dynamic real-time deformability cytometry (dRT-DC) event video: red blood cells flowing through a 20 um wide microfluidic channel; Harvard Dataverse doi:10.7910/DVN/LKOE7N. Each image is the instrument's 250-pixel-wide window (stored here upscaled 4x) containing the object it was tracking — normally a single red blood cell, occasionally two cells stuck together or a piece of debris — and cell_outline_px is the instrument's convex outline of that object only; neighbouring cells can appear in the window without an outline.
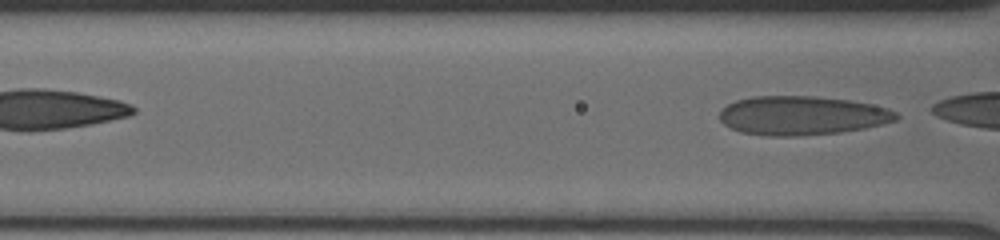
{"species": "human", "species_latin": "Homo sapiens", "temperature_condition": "cold", "stored_images_in_passage": 4, "segment_of_instrument_passage": [2, 2], "camera_frame_rate_fps": 3000, "um_per_image_px": 0.085, "donor": {"sex": "male"}, "frame": {"image": 1, "passage_image": 4, "time_ms": 2.667, "image_size_px": [1000, 240], "cell_outline_px": [[900, 116], [896, 120], [864, 128], [840, 132], [796, 136], [768, 136], [740, 132], [724, 124], [720, 120], [720, 112], [728, 104], [736, 100], [752, 96], [816, 96], [848, 100], [888, 108], [896, 112]], "centroid_in_image_um": [68.15, 9.82], "position_along_channel_um": 98.5, "area_um2": 39.94}}